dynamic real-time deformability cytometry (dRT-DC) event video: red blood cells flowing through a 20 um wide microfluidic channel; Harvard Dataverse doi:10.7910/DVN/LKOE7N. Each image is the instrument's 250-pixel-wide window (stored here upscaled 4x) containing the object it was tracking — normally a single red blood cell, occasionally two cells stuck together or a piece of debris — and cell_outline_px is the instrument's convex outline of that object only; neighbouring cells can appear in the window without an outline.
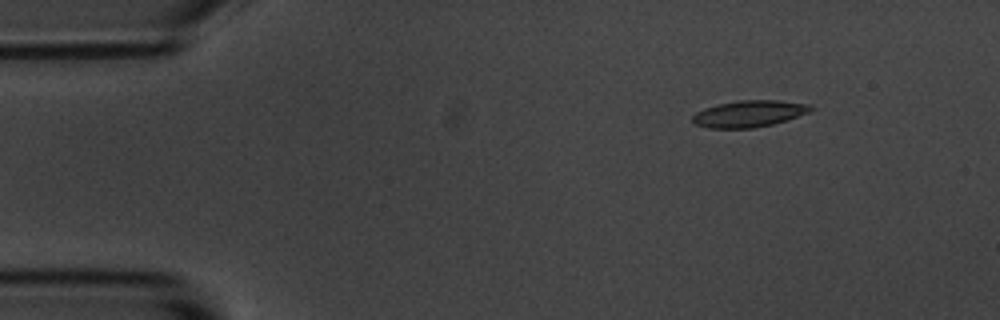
{"species": "common noctule bat (a hibernating species)", "species_latin": "Nyctalus noctula", "temperature_condition": "room temperature", "stored_images_in_passage": 3, "camera_frame_rate_fps": 3000, "um_per_image_px": 0.085, "animal": {"sex": "male", "body_mass_g": 20.1, "forearm_length_mm": 53.5}, "frame": {"image": 1, "passage_image": 1, "time_ms": 0.0, "image_size_px": [1000, 320], "cell_outline_px": [[816, 108], [808, 112], [788, 120], [772, 124], [752, 128], [708, 128], [692, 124], [692, 116], [696, 112], [704, 108], [720, 104], [740, 100], [780, 100], [812, 104]], "centroid_in_image_um": [63.69, 9.66], "position_along_channel_um": 21.3, "area_um2": 18.5}}
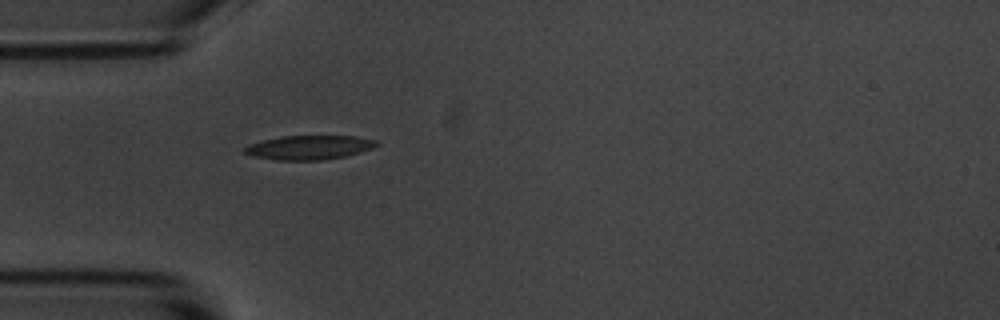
{"frame": {"image": 2, "passage_image": 3, "time_ms": 3.0, "image_size_px": [1000, 320], "cell_outline_px": [[380, 144], [372, 148], [360, 152], [344, 156], [320, 160], [272, 160], [252, 156], [244, 152], [244, 148], [248, 144], [280, 136], [352, 136], [376, 140]], "centroid_in_image_um": [26.24, 12.53], "position_along_channel_um": 58.8, "area_um2": 18.5}}